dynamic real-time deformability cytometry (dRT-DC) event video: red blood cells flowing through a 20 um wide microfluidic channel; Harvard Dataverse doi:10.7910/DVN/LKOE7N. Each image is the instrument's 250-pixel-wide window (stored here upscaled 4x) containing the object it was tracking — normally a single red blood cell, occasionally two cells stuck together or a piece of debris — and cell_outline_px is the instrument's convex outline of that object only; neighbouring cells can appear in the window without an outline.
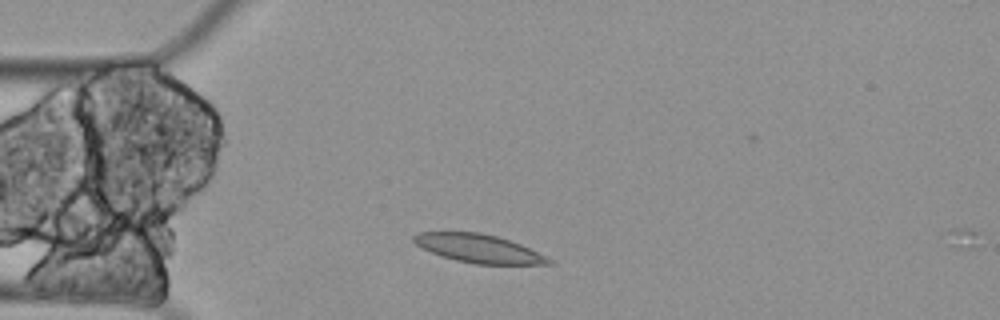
{"species": "Egyptian fruit bat (a non-hibernating species)", "species_latin": "Rousettus aegyptiacus", "temperature_condition": "cold", "stored_images_in_passage": 3, "camera_frame_rate_fps": 3000, "um_per_image_px": 0.085, "animal": {"sex": "female"}, "frame": {"image": 1, "passage_image": 2, "time_ms": 0.333, "image_size_px": [1000, 320], "cell_outline_px": [[552, 264], [476, 264], [456, 260], [440, 256], [416, 244], [412, 240], [412, 236], [416, 232], [480, 232], [496, 236], [520, 244], [548, 256], [552, 260]], "centroid_in_image_um": [40.68, 21.12], "position_along_channel_um": 44.3, "area_um2": 22.25}}